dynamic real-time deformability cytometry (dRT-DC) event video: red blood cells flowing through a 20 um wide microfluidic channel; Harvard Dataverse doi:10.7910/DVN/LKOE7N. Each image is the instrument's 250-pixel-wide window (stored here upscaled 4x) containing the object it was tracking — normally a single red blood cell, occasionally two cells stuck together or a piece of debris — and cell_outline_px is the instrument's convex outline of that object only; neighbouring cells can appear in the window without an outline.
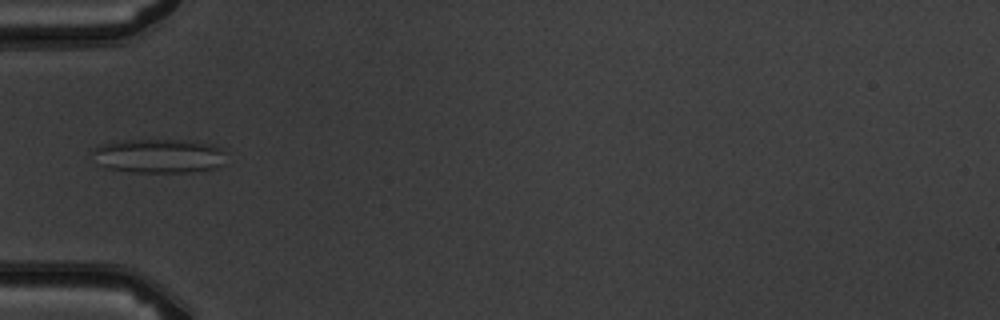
{"species": "common noctule bat (a hibernating species)", "species_latin": "Nyctalus noctula", "temperature_condition": "warm", "stored_images_in_passage": 5, "camera_frame_rate_fps": 3000, "um_per_image_px": 0.085, "animal": {"sex": "male", "body_mass_g": 19.5, "forearm_length_mm": 54.6}, "frame": {"image": 1, "passage_image": 5, "time_ms": 4.667, "image_size_px": [1000, 320], "cell_outline_px": [[224, 164], [216, 168], [188, 172], [132, 172], [108, 168], [100, 164], [92, 152], [100, 144], [116, 140], [196, 140], [216, 144], [224, 148]], "centroid_in_image_um": [13.58, 13.23], "position_along_channel_um": 71.4, "area_um2": 26.93}}